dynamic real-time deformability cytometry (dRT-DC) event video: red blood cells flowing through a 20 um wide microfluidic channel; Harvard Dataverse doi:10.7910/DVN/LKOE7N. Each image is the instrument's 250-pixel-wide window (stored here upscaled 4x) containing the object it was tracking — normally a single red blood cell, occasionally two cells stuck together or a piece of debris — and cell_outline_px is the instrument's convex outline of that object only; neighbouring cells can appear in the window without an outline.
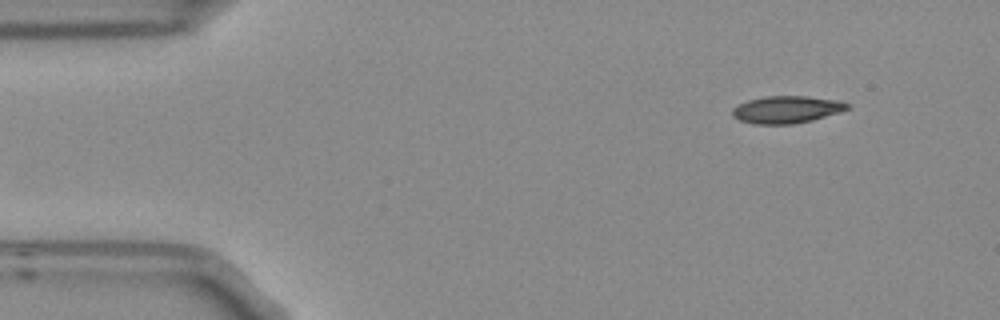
{"species": "Egyptian fruit bat (a non-hibernating species)", "species_latin": "Rousettus aegyptiacus", "temperature_condition": "room temperature", "stored_images_in_passage": 5, "camera_frame_rate_fps": 3000, "um_per_image_px": 0.085, "frame": {"image": 1, "passage_image": 1, "time_ms": 0.0, "image_size_px": [1000, 320], "cell_outline_px": [[848, 108], [840, 112], [812, 120], [792, 124], [752, 124], [740, 120], [732, 116], [732, 108], [748, 100], [764, 96], [808, 96], [840, 100], [848, 104]], "centroid_in_image_um": [66.85, 9.31], "position_along_channel_um": 18.2, "area_um2": 18.26}}
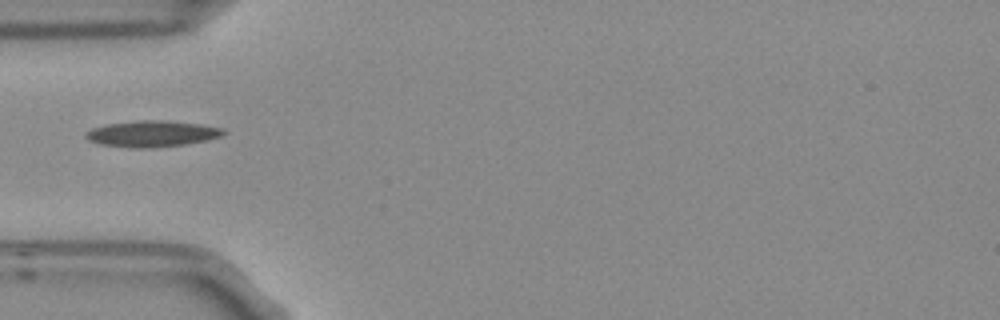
{"frame": {"image": 2, "passage_image": 4, "time_ms": 1.0, "image_size_px": [1000, 320], "cell_outline_px": [[228, 132], [224, 136], [208, 140], [184, 144], [148, 148], [132, 148], [100, 144], [88, 140], [84, 136], [84, 132], [92, 128], [108, 124], [136, 120], [168, 120], [200, 124], [224, 128]], "centroid_in_image_um": [12.95, 11.36], "position_along_channel_um": 72.0, "area_um2": 21.27}}